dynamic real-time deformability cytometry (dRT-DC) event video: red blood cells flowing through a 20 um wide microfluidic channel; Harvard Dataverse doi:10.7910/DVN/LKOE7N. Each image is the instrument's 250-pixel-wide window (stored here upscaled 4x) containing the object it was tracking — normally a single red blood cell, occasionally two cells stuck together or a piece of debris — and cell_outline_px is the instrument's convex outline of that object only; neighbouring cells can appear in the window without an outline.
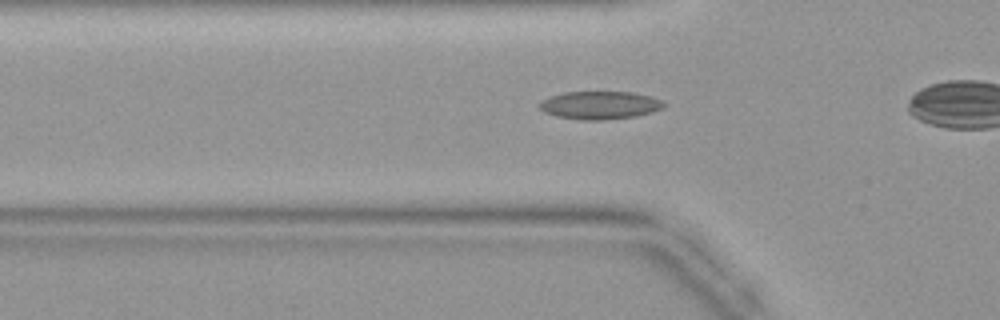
{"species": "common noctule bat (a hibernating species)", "species_latin": "Nyctalus noctula", "temperature_condition": "warm", "stored_images_in_passage": 26, "camera_frame_rate_fps": 3000, "um_per_image_px": 0.085, "animal": {"sex": "female", "body_mass_g": 19.9}, "frame": {"image": 1, "passage_image": 5, "time_ms": 1.333, "image_size_px": [1000, 320], "cell_outline_px": [[664, 108], [652, 112], [636, 116], [604, 120], [580, 120], [556, 116], [544, 112], [536, 104], [552, 96], [564, 92], [632, 92], [648, 96], [660, 100], [664, 104]], "centroid_in_image_um": [50.96, 8.95], "position_along_channel_um": 74.8, "area_um2": 20.17}}
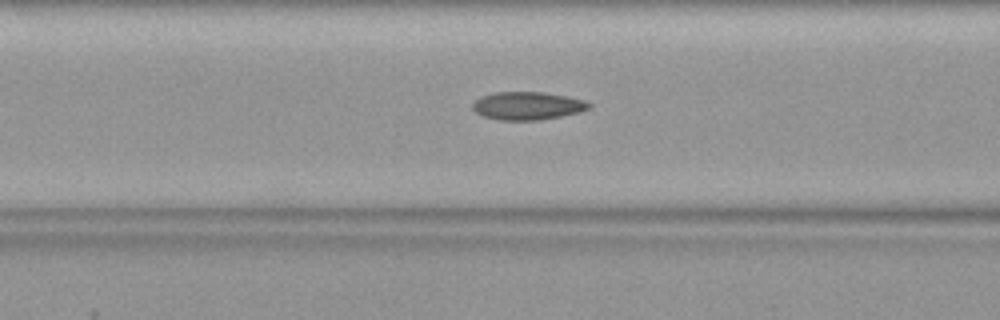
{"frame": {"image": 2, "passage_image": 8, "time_ms": 2.333, "image_size_px": [1000, 320], "cell_outline_px": [[592, 104], [588, 108], [580, 112], [560, 116], [536, 120], [500, 120], [484, 116], [476, 112], [472, 108], [472, 104], [480, 96], [492, 92], [544, 92], [568, 96], [584, 100]], "centroid_in_image_um": [44.82, 8.98], "position_along_channel_um": 121.8, "area_um2": 18.96}}